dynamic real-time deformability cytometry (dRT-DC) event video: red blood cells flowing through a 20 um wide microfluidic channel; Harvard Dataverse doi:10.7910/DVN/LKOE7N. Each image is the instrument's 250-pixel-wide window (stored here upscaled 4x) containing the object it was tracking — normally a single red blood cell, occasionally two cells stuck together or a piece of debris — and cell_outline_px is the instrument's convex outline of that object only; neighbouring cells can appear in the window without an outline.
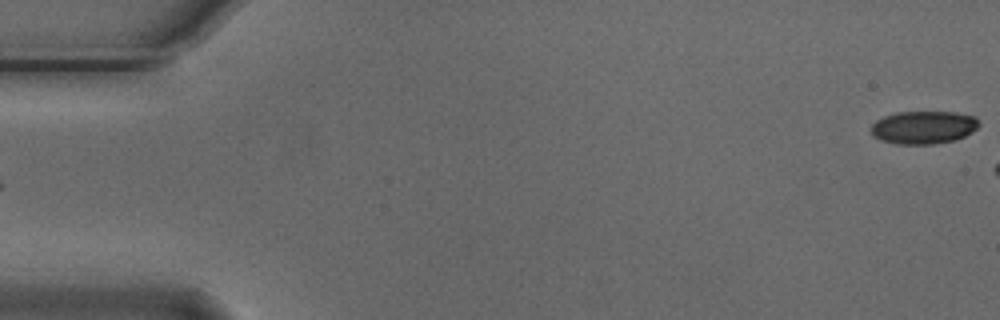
{"species": "Egyptian fruit bat (a non-hibernating species)", "species_latin": "Rousettus aegyptiacus", "temperature_condition": "cold", "stored_images_in_passage": 6, "segment_of_instrument_passage": [2, 2], "camera_frame_rate_fps": 3000, "um_per_image_px": 0.085, "animal": {"sex": "male"}, "frame": {"image": 1, "passage_image": 6, "time_ms": 1.667, "image_size_px": [1000, 320], "cell_outline_px": [[980, 124], [972, 132], [956, 140], [936, 144], [896, 144], [880, 140], [872, 136], [872, 124], [876, 120], [884, 116], [896, 112], [956, 112], [976, 116]], "centroid_in_image_um": [78.51, 10.83], "position_along_channel_um": 6.5, "area_um2": 20.92}}